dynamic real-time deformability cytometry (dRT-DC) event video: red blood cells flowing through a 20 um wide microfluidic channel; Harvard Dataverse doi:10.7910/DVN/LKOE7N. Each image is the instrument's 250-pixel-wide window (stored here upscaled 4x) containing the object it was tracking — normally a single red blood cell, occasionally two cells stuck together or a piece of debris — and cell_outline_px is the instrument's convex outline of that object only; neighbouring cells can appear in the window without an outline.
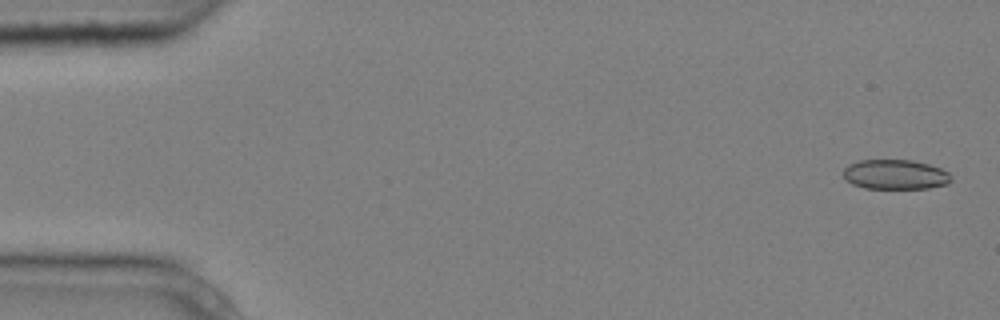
{"species": "common noctule bat (a hibernating species)", "species_latin": "Nyctalus noctula", "temperature_condition": "cold", "stored_images_in_passage": 4, "camera_frame_rate_fps": 3000, "um_per_image_px": 0.085, "animal": {"sex": "male", "body_mass_g": 20.4}, "frame": {"image": 1, "passage_image": 1, "time_ms": 0.0, "image_size_px": [1000, 320], "cell_outline_px": [[952, 180], [948, 184], [928, 188], [864, 188], [852, 184], [844, 176], [844, 168], [848, 164], [860, 160], [912, 160], [928, 164], [940, 168], [948, 172], [952, 176]], "centroid_in_image_um": [76.12, 14.83], "position_along_channel_um": 8.9, "area_um2": 18.67}}
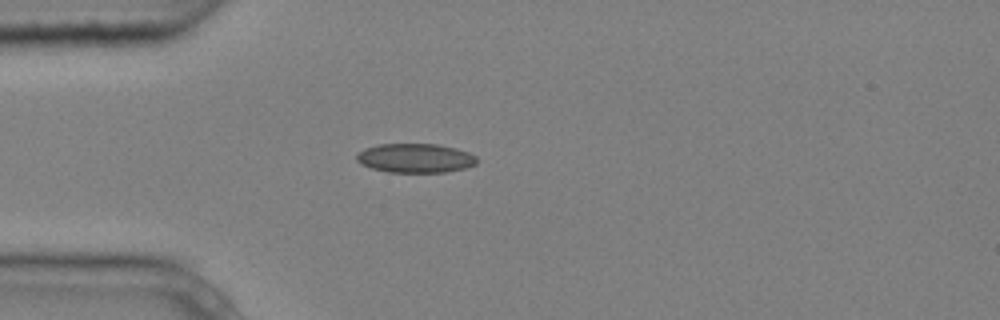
{"frame": {"image": 2, "passage_image": 4, "time_ms": 1.0, "image_size_px": [1000, 320], "cell_outline_px": [[476, 164], [464, 168], [444, 172], [388, 172], [372, 168], [360, 164], [356, 160], [356, 152], [364, 148], [380, 144], [436, 144], [456, 148], [468, 152], [476, 156]], "centroid_in_image_um": [35.26, 13.43], "position_along_channel_um": 49.7, "area_um2": 20.46}}